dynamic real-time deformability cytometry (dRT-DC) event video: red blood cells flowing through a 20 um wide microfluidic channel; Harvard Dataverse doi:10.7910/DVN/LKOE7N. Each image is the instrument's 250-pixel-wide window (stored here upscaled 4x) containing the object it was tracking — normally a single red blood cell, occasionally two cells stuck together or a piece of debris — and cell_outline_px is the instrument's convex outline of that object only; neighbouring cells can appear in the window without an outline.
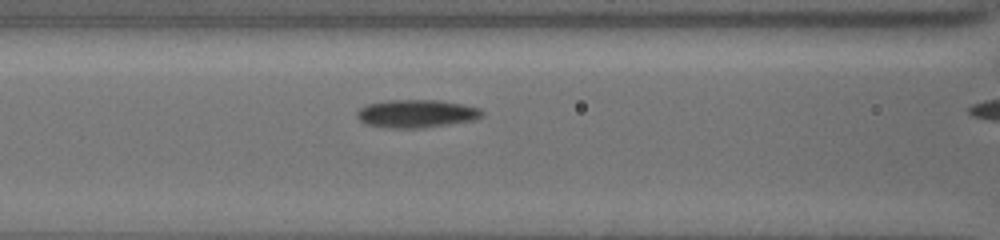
{"species": "common noctule bat (a hibernating species)", "species_latin": "Nyctalus noctula", "temperature_condition": "cold", "stored_images_in_passage": 10, "camera_frame_rate_fps": 3000, "um_per_image_px": 0.085, "animal": {"sex": "female", "body_mass_g": 19.5, "forearm_length_mm": 54.1}, "frame": {"image": 1, "passage_image": 9, "time_ms": 2.667, "image_size_px": [1000, 240], "cell_outline_px": [[484, 116], [476, 120], [448, 124], [416, 128], [392, 128], [364, 124], [356, 116], [356, 112], [360, 108], [368, 104], [388, 100], [440, 100], [480, 108], [484, 112]], "centroid_in_image_um": [35.41, 9.66], "position_along_channel_um": 131.2, "area_um2": 20.4}}